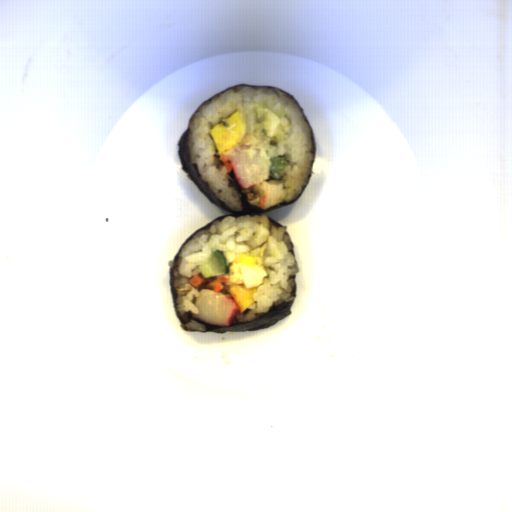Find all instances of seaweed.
Returning a JSON list of instances; mask_svg holds the SVG:
<instances>
[{"label":"seaweed","instance_id":"2","mask_svg":"<svg viewBox=\"0 0 512 512\" xmlns=\"http://www.w3.org/2000/svg\"><path fill=\"white\" fill-rule=\"evenodd\" d=\"M276 228H281V227H284L282 224H280L279 222H277L276 220H274L273 218L271 217H266Z\"/></svg>","mask_w":512,"mask_h":512},{"label":"seaweed","instance_id":"1","mask_svg":"<svg viewBox=\"0 0 512 512\" xmlns=\"http://www.w3.org/2000/svg\"><path fill=\"white\" fill-rule=\"evenodd\" d=\"M246 87L249 89H252V90L268 89L269 91H271L273 94H275L277 96H280V94H279V92H280L282 94H285L287 97H289L293 101V103L296 105L298 110L301 112L305 123L307 124V126L310 129V136H311L310 153H312V157H311V161H310V169L308 171V176L305 179L297 196H295L289 202H286V199H284L282 201H276L273 205H270L267 209L257 208L256 205L249 203V201H247V200H250V199L247 198V196H246L247 192L242 193L241 187L237 183L232 170L229 172L227 171L228 185L230 188H235L236 191L238 192V194H240V200L242 202V207H243L242 211L234 212L228 207V205L225 202H223L213 192V190L210 188L207 181L201 180L198 164L196 162L191 163L189 161L188 138H189V135H191L190 124H191L195 114L198 112V110L202 106H204L206 103H208L211 100H216L219 96H221L223 93H225L229 90L233 89L234 93H239ZM177 146L179 147V149L177 150L178 159L183 166L180 169L183 170L184 172L188 173V174H186V176L189 177L193 181V183L196 185V187L203 193V195L209 201L214 203L216 206H218L222 210L232 213V214L214 218L211 221H209L208 223H206L205 225H203L200 228L193 231L179 246L173 259L168 260V262H167V266L169 267V285H170L171 294H172L174 312H175V315L178 317V319L181 321V324H180L181 330L191 331V332H202V333L214 332L216 334L223 335L226 332H233V333L234 332H258L262 329H267L270 326L276 325L280 320L289 317L293 313V310H291V307L293 305L294 300L297 298L296 274L300 273L299 264L295 257L294 242L291 241V236H290L289 232L286 231L285 229L282 234V240L288 246V248H289L288 251L295 259V264L288 265V267H287L288 269H296L292 274L287 275V280H290L291 283L293 284V289H291V291L289 292V296H292L293 299L291 301H286L285 299H282V296L278 297L276 300H273L271 302V305L267 309V311H257L256 313H254V315H253L254 318L251 320H248L245 322H236L234 324L231 323L230 326H215V325L207 324V330L190 329L186 325L194 319L191 315V312H186V313H184V315L178 314L176 300L178 298L179 292L175 286V280H178L181 277H180V275H175L174 270H177V268L179 267V265L181 264V262L184 258V257L179 256V254L182 251V249L185 247V245L197 233L210 230L211 225L215 221H218L219 223H221V222H223V220L226 217H233V218H238V219L241 217H244V216L262 217L264 215H261L260 213L272 211V210L282 207L284 205H291L292 203H294L297 199H299L301 197V195L303 194L307 184L309 183V181L314 173L312 168H313V164L316 163V156H317V143L315 142L314 131L311 127V124H310V121H309L307 115L304 113V108L300 105L299 101L293 95H291L290 93H288L285 90H282V89H279L276 87L257 86V85H249V84H242V83L237 84L235 86H228L226 89L221 90L218 93H216L215 95L205 99L197 107V109L193 112V114L189 120L188 127H187L186 131H184L183 134L181 135V137L179 138V140L177 142Z\"/></svg>","mask_w":512,"mask_h":512}]
</instances>
